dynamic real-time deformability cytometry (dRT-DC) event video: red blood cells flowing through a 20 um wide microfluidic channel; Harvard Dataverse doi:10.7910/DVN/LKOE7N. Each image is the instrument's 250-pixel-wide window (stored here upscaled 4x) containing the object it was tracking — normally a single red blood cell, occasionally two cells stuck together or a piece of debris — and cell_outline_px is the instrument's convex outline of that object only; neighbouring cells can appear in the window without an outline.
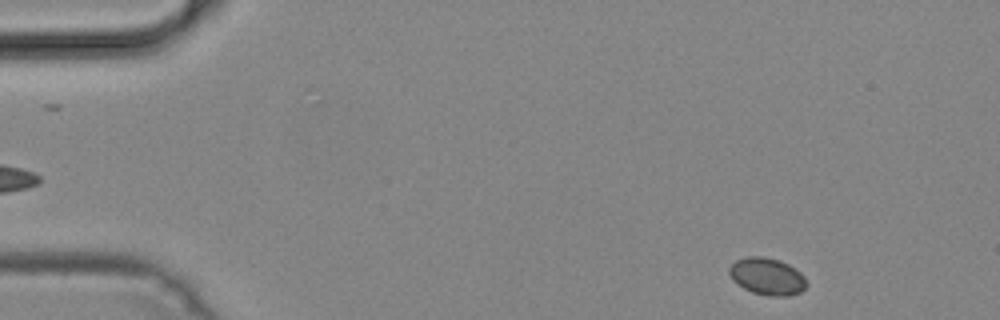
{"species": "common noctule bat (a hibernating species)", "species_latin": "Nyctalus noctula", "temperature_condition": "cold", "stored_images_in_passage": 48, "camera_frame_rate_fps": 3000, "um_per_image_px": 0.085, "animal": {"sex": "male", "body_mass_g": 19.2, "forearm_length_mm": 51.8}, "frame": {"image": 1, "passage_image": 2, "time_ms": 0.333, "image_size_px": [1000, 320], "cell_outline_px": [[808, 284], [800, 292], [788, 296], [768, 296], [752, 292], [744, 288], [732, 280], [728, 272], [728, 268], [736, 260], [748, 256], [760, 256], [780, 260], [788, 264], [800, 272], [804, 276]], "centroid_in_image_um": [65.2, 23.49], "position_along_channel_um": 19.8, "area_um2": 16.76}}
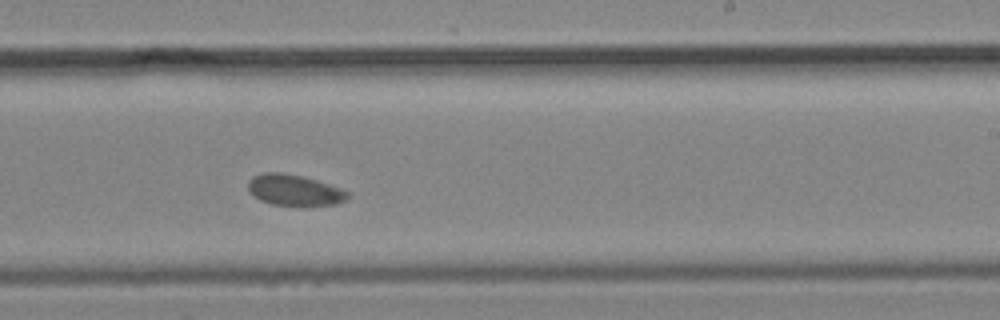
{"frame": {"image": 2, "passage_image": 28, "time_ms": 9.0, "image_size_px": [1000, 320], "cell_outline_px": [[348, 196], [344, 200], [336, 204], [272, 204], [260, 200], [248, 188], [248, 180], [252, 176], [264, 172], [284, 172], [316, 180], [340, 188], [348, 192]], "centroid_in_image_um": [24.98, 16.12], "position_along_channel_um": 264.0, "area_um2": 17.4}}
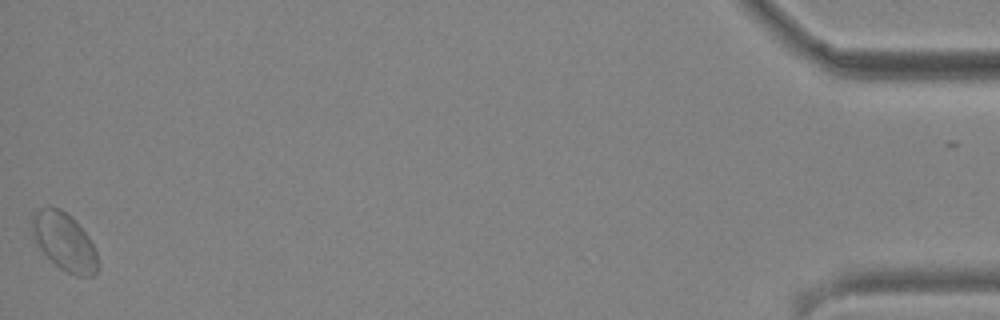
{"frame": {"image": 3, "passage_image": 48, "time_ms": 15.667, "image_size_px": [1000, 320], "cell_outline_px": [[96, 272], [92, 276], [76, 276], [60, 268], [32, 240], [28, 224], [32, 212], [40, 208], [60, 208], [72, 216], [76, 220], [88, 236], [96, 252]], "centroid_in_image_um": [5.38, 20.48], "position_along_channel_um": 429.8, "area_um2": 22.31}}